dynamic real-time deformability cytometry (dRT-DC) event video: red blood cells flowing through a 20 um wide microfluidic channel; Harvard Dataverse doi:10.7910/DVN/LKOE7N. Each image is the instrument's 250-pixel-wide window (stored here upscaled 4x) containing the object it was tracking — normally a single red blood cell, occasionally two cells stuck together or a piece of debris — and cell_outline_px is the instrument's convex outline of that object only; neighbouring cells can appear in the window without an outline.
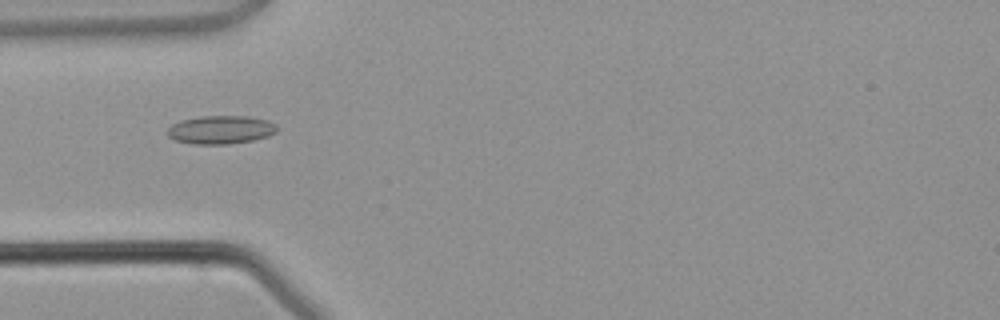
{"species": "common noctule bat (a hibernating species)", "species_latin": "Nyctalus noctula", "temperature_condition": "warm", "stored_images_in_passage": 3, "camera_frame_rate_fps": 3000, "um_per_image_px": 0.085, "animal": {"sex": "male", "body_mass_g": 21.5, "forearm_length_mm": 52.0}, "frame": {"image": 1, "passage_image": 3, "time_ms": 3.333, "image_size_px": [1000, 320], "cell_outline_px": [[276, 132], [268, 136], [252, 140], [228, 144], [196, 144], [176, 140], [168, 136], [168, 128], [172, 124], [180, 120], [200, 116], [248, 116], [268, 120], [276, 124]], "centroid_in_image_um": [18.77, 11.02], "position_along_channel_um": 66.2, "area_um2": 18.03}}